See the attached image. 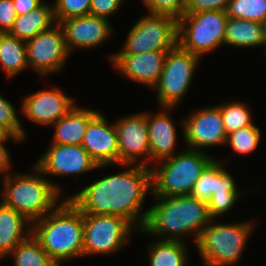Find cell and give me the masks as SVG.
Wrapping results in <instances>:
<instances>
[{"label":"cell","instance_id":"cell-1","mask_svg":"<svg viewBox=\"0 0 266 266\" xmlns=\"http://www.w3.org/2000/svg\"><path fill=\"white\" fill-rule=\"evenodd\" d=\"M118 166L126 169L83 185V189L68 198L82 213L119 216L140 231L149 211V207L142 211L143 204L147 195L152 194L151 168Z\"/></svg>","mask_w":266,"mask_h":266},{"label":"cell","instance_id":"cell-2","mask_svg":"<svg viewBox=\"0 0 266 266\" xmlns=\"http://www.w3.org/2000/svg\"><path fill=\"white\" fill-rule=\"evenodd\" d=\"M153 197L146 222L139 232L152 238L185 242L193 236L194 243L212 218L208 203L190 195Z\"/></svg>","mask_w":266,"mask_h":266},{"label":"cell","instance_id":"cell-3","mask_svg":"<svg viewBox=\"0 0 266 266\" xmlns=\"http://www.w3.org/2000/svg\"><path fill=\"white\" fill-rule=\"evenodd\" d=\"M84 213L69 198L32 224V234L58 265L83 256Z\"/></svg>","mask_w":266,"mask_h":266},{"label":"cell","instance_id":"cell-4","mask_svg":"<svg viewBox=\"0 0 266 266\" xmlns=\"http://www.w3.org/2000/svg\"><path fill=\"white\" fill-rule=\"evenodd\" d=\"M33 164L30 171L9 173L1 181V201L32 224L52 211L61 201V184L50 180Z\"/></svg>","mask_w":266,"mask_h":266},{"label":"cell","instance_id":"cell-5","mask_svg":"<svg viewBox=\"0 0 266 266\" xmlns=\"http://www.w3.org/2000/svg\"><path fill=\"white\" fill-rule=\"evenodd\" d=\"M255 221L217 223L212 219L195 243L203 266H236L257 225Z\"/></svg>","mask_w":266,"mask_h":266},{"label":"cell","instance_id":"cell-6","mask_svg":"<svg viewBox=\"0 0 266 266\" xmlns=\"http://www.w3.org/2000/svg\"><path fill=\"white\" fill-rule=\"evenodd\" d=\"M208 152L184 148L151 166L152 196L190 195L194 183L215 159Z\"/></svg>","mask_w":266,"mask_h":266},{"label":"cell","instance_id":"cell-7","mask_svg":"<svg viewBox=\"0 0 266 266\" xmlns=\"http://www.w3.org/2000/svg\"><path fill=\"white\" fill-rule=\"evenodd\" d=\"M201 57L183 49L178 43L165 57L163 70L157 84L153 87L158 107L181 105L194 80Z\"/></svg>","mask_w":266,"mask_h":266},{"label":"cell","instance_id":"cell-8","mask_svg":"<svg viewBox=\"0 0 266 266\" xmlns=\"http://www.w3.org/2000/svg\"><path fill=\"white\" fill-rule=\"evenodd\" d=\"M227 21L228 16L222 10L184 14L178 20L177 43L202 58L224 45Z\"/></svg>","mask_w":266,"mask_h":266},{"label":"cell","instance_id":"cell-9","mask_svg":"<svg viewBox=\"0 0 266 266\" xmlns=\"http://www.w3.org/2000/svg\"><path fill=\"white\" fill-rule=\"evenodd\" d=\"M137 229L122 217L84 213L83 257L110 255L130 245Z\"/></svg>","mask_w":266,"mask_h":266},{"label":"cell","instance_id":"cell-10","mask_svg":"<svg viewBox=\"0 0 266 266\" xmlns=\"http://www.w3.org/2000/svg\"><path fill=\"white\" fill-rule=\"evenodd\" d=\"M178 21L167 15H143L132 25L119 52L114 54H141L144 52L169 51L177 44Z\"/></svg>","mask_w":266,"mask_h":266},{"label":"cell","instance_id":"cell-11","mask_svg":"<svg viewBox=\"0 0 266 266\" xmlns=\"http://www.w3.org/2000/svg\"><path fill=\"white\" fill-rule=\"evenodd\" d=\"M26 49L29 68L41 78L63 71L71 56L58 23L26 41Z\"/></svg>","mask_w":266,"mask_h":266},{"label":"cell","instance_id":"cell-12","mask_svg":"<svg viewBox=\"0 0 266 266\" xmlns=\"http://www.w3.org/2000/svg\"><path fill=\"white\" fill-rule=\"evenodd\" d=\"M177 123L188 149L207 152L205 148L225 145L227 133L217 104L193 109Z\"/></svg>","mask_w":266,"mask_h":266},{"label":"cell","instance_id":"cell-13","mask_svg":"<svg viewBox=\"0 0 266 266\" xmlns=\"http://www.w3.org/2000/svg\"><path fill=\"white\" fill-rule=\"evenodd\" d=\"M114 124L118 135L119 165L151 168L147 111L123 116Z\"/></svg>","mask_w":266,"mask_h":266},{"label":"cell","instance_id":"cell-14","mask_svg":"<svg viewBox=\"0 0 266 266\" xmlns=\"http://www.w3.org/2000/svg\"><path fill=\"white\" fill-rule=\"evenodd\" d=\"M46 152L33 164L47 177H69L84 175L96 168L110 167L111 165H97L82 145L49 144Z\"/></svg>","mask_w":266,"mask_h":266},{"label":"cell","instance_id":"cell-15","mask_svg":"<svg viewBox=\"0 0 266 266\" xmlns=\"http://www.w3.org/2000/svg\"><path fill=\"white\" fill-rule=\"evenodd\" d=\"M76 105L75 98L67 95L58 86L41 89L26 95L22 101L20 112L23 117L37 125L52 126L65 117Z\"/></svg>","mask_w":266,"mask_h":266},{"label":"cell","instance_id":"cell-16","mask_svg":"<svg viewBox=\"0 0 266 266\" xmlns=\"http://www.w3.org/2000/svg\"><path fill=\"white\" fill-rule=\"evenodd\" d=\"M58 24L70 54L76 49L93 50L102 46L114 30L109 19L91 14L64 19Z\"/></svg>","mask_w":266,"mask_h":266},{"label":"cell","instance_id":"cell-17","mask_svg":"<svg viewBox=\"0 0 266 266\" xmlns=\"http://www.w3.org/2000/svg\"><path fill=\"white\" fill-rule=\"evenodd\" d=\"M82 147L97 165H119L118 135L114 122L109 123L100 111L89 121Z\"/></svg>","mask_w":266,"mask_h":266},{"label":"cell","instance_id":"cell-18","mask_svg":"<svg viewBox=\"0 0 266 266\" xmlns=\"http://www.w3.org/2000/svg\"><path fill=\"white\" fill-rule=\"evenodd\" d=\"M168 51L141 54H114L110 63L119 74L131 82L153 89L157 84Z\"/></svg>","mask_w":266,"mask_h":266},{"label":"cell","instance_id":"cell-19","mask_svg":"<svg viewBox=\"0 0 266 266\" xmlns=\"http://www.w3.org/2000/svg\"><path fill=\"white\" fill-rule=\"evenodd\" d=\"M174 109L176 107H159V111L154 114L147 111L151 166L181 151L176 150L177 126L170 115V111Z\"/></svg>","mask_w":266,"mask_h":266},{"label":"cell","instance_id":"cell-20","mask_svg":"<svg viewBox=\"0 0 266 266\" xmlns=\"http://www.w3.org/2000/svg\"><path fill=\"white\" fill-rule=\"evenodd\" d=\"M227 160L215 158L194 183L190 196L208 203L214 192L241 191L238 190L234 176L226 170Z\"/></svg>","mask_w":266,"mask_h":266},{"label":"cell","instance_id":"cell-21","mask_svg":"<svg viewBox=\"0 0 266 266\" xmlns=\"http://www.w3.org/2000/svg\"><path fill=\"white\" fill-rule=\"evenodd\" d=\"M99 110L80 107L78 104L65 116L52 125L51 143L81 145L89 121Z\"/></svg>","mask_w":266,"mask_h":266},{"label":"cell","instance_id":"cell-22","mask_svg":"<svg viewBox=\"0 0 266 266\" xmlns=\"http://www.w3.org/2000/svg\"><path fill=\"white\" fill-rule=\"evenodd\" d=\"M32 233V223L0 201V260Z\"/></svg>","mask_w":266,"mask_h":266},{"label":"cell","instance_id":"cell-23","mask_svg":"<svg viewBox=\"0 0 266 266\" xmlns=\"http://www.w3.org/2000/svg\"><path fill=\"white\" fill-rule=\"evenodd\" d=\"M54 24H56V21L53 3L43 2L29 13L17 16L8 34L20 40L28 41L38 33L51 28Z\"/></svg>","mask_w":266,"mask_h":266},{"label":"cell","instance_id":"cell-24","mask_svg":"<svg viewBox=\"0 0 266 266\" xmlns=\"http://www.w3.org/2000/svg\"><path fill=\"white\" fill-rule=\"evenodd\" d=\"M247 49L263 48L262 23L238 18H229L226 23L224 45Z\"/></svg>","mask_w":266,"mask_h":266},{"label":"cell","instance_id":"cell-25","mask_svg":"<svg viewBox=\"0 0 266 266\" xmlns=\"http://www.w3.org/2000/svg\"><path fill=\"white\" fill-rule=\"evenodd\" d=\"M153 240L146 249L149 266H188V243L158 238Z\"/></svg>","mask_w":266,"mask_h":266},{"label":"cell","instance_id":"cell-26","mask_svg":"<svg viewBox=\"0 0 266 266\" xmlns=\"http://www.w3.org/2000/svg\"><path fill=\"white\" fill-rule=\"evenodd\" d=\"M0 68L8 79H12L29 69L26 41L0 34Z\"/></svg>","mask_w":266,"mask_h":266},{"label":"cell","instance_id":"cell-27","mask_svg":"<svg viewBox=\"0 0 266 266\" xmlns=\"http://www.w3.org/2000/svg\"><path fill=\"white\" fill-rule=\"evenodd\" d=\"M14 266H58L42 248L39 240L31 233L8 255Z\"/></svg>","mask_w":266,"mask_h":266},{"label":"cell","instance_id":"cell-28","mask_svg":"<svg viewBox=\"0 0 266 266\" xmlns=\"http://www.w3.org/2000/svg\"><path fill=\"white\" fill-rule=\"evenodd\" d=\"M219 106L225 131L228 134L235 130L253 125L252 111L246 101H227L217 104Z\"/></svg>","mask_w":266,"mask_h":266},{"label":"cell","instance_id":"cell-29","mask_svg":"<svg viewBox=\"0 0 266 266\" xmlns=\"http://www.w3.org/2000/svg\"><path fill=\"white\" fill-rule=\"evenodd\" d=\"M260 128L256 124L235 130L226 137L224 146L231 148L234 154L248 155L256 151L259 147L262 134Z\"/></svg>","mask_w":266,"mask_h":266},{"label":"cell","instance_id":"cell-30","mask_svg":"<svg viewBox=\"0 0 266 266\" xmlns=\"http://www.w3.org/2000/svg\"><path fill=\"white\" fill-rule=\"evenodd\" d=\"M225 13L229 18L263 23L266 19V0H230Z\"/></svg>","mask_w":266,"mask_h":266},{"label":"cell","instance_id":"cell-31","mask_svg":"<svg viewBox=\"0 0 266 266\" xmlns=\"http://www.w3.org/2000/svg\"><path fill=\"white\" fill-rule=\"evenodd\" d=\"M248 191H220L214 192L208 202L209 214L212 219H218L229 213L238 200H242Z\"/></svg>","mask_w":266,"mask_h":266},{"label":"cell","instance_id":"cell-32","mask_svg":"<svg viewBox=\"0 0 266 266\" xmlns=\"http://www.w3.org/2000/svg\"><path fill=\"white\" fill-rule=\"evenodd\" d=\"M52 3L56 23L90 13L91 0H55Z\"/></svg>","mask_w":266,"mask_h":266},{"label":"cell","instance_id":"cell-33","mask_svg":"<svg viewBox=\"0 0 266 266\" xmlns=\"http://www.w3.org/2000/svg\"><path fill=\"white\" fill-rule=\"evenodd\" d=\"M2 94V95H1ZM0 94V123L8 127L23 142L26 140L27 132L22 125L20 117L14 104Z\"/></svg>","mask_w":266,"mask_h":266},{"label":"cell","instance_id":"cell-34","mask_svg":"<svg viewBox=\"0 0 266 266\" xmlns=\"http://www.w3.org/2000/svg\"><path fill=\"white\" fill-rule=\"evenodd\" d=\"M147 12L151 14L167 15L177 21L186 11V0H142Z\"/></svg>","mask_w":266,"mask_h":266},{"label":"cell","instance_id":"cell-35","mask_svg":"<svg viewBox=\"0 0 266 266\" xmlns=\"http://www.w3.org/2000/svg\"><path fill=\"white\" fill-rule=\"evenodd\" d=\"M125 0H91L90 13L110 20V17L119 12Z\"/></svg>","mask_w":266,"mask_h":266},{"label":"cell","instance_id":"cell-36","mask_svg":"<svg viewBox=\"0 0 266 266\" xmlns=\"http://www.w3.org/2000/svg\"><path fill=\"white\" fill-rule=\"evenodd\" d=\"M230 0H186L185 14L222 10L225 11Z\"/></svg>","mask_w":266,"mask_h":266},{"label":"cell","instance_id":"cell-37","mask_svg":"<svg viewBox=\"0 0 266 266\" xmlns=\"http://www.w3.org/2000/svg\"><path fill=\"white\" fill-rule=\"evenodd\" d=\"M17 16L13 0H0V34L10 32Z\"/></svg>","mask_w":266,"mask_h":266},{"label":"cell","instance_id":"cell-38","mask_svg":"<svg viewBox=\"0 0 266 266\" xmlns=\"http://www.w3.org/2000/svg\"><path fill=\"white\" fill-rule=\"evenodd\" d=\"M6 143H0V180L11 173L12 160L11 153L8 150Z\"/></svg>","mask_w":266,"mask_h":266},{"label":"cell","instance_id":"cell-39","mask_svg":"<svg viewBox=\"0 0 266 266\" xmlns=\"http://www.w3.org/2000/svg\"><path fill=\"white\" fill-rule=\"evenodd\" d=\"M43 2V0H13L18 16L29 13L31 10L39 7Z\"/></svg>","mask_w":266,"mask_h":266},{"label":"cell","instance_id":"cell-40","mask_svg":"<svg viewBox=\"0 0 266 266\" xmlns=\"http://www.w3.org/2000/svg\"><path fill=\"white\" fill-rule=\"evenodd\" d=\"M21 143L22 140L18 138L8 127L0 123V143Z\"/></svg>","mask_w":266,"mask_h":266},{"label":"cell","instance_id":"cell-41","mask_svg":"<svg viewBox=\"0 0 266 266\" xmlns=\"http://www.w3.org/2000/svg\"><path fill=\"white\" fill-rule=\"evenodd\" d=\"M263 28V48H264V56L266 57V19L262 23Z\"/></svg>","mask_w":266,"mask_h":266}]
</instances>
